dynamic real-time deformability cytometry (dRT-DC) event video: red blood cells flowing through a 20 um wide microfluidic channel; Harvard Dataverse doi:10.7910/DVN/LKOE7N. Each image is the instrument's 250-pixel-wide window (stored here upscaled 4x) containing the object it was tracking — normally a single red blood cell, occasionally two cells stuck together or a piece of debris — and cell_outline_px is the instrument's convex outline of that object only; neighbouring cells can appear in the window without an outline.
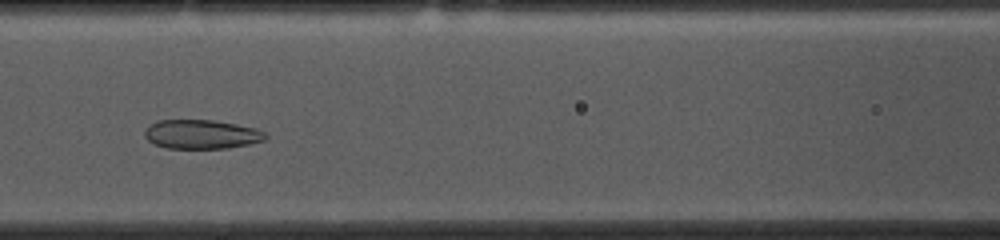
{"species": "common noctule bat (a hibernating species)", "species_latin": "Nyctalus noctula", "temperature_condition": "cold", "stored_images_in_passage": 50, "camera_frame_rate_fps": 3000, "um_per_image_px": 0.085, "animal": {"sex": "female", "body_mass_g": 10.0, "forearm_length_mm": 53.1}, "frame": {"image": 1, "passage_image": 19, "time_ms": 6.0, "image_size_px": [1000, 240], "cell_outline_px": [[268, 136], [264, 140], [248, 144], [228, 148], [168, 148], [152, 144], [144, 136], [144, 132], [148, 124], [156, 120], [212, 120], [236, 124], [256, 128], [264, 132]], "centroid_in_image_um": [17.08, 11.41], "position_along_channel_um": 149.5, "area_um2": 20.58}}
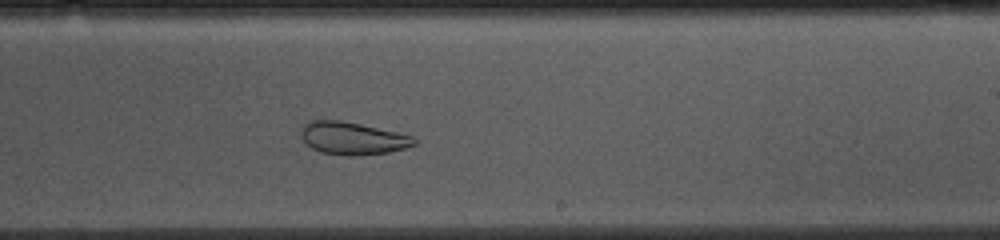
{"frame": {"image": 2, "passage_image": 28, "time_ms": 9.0, "image_size_px": [1000, 240], "cell_outline_px": [[416, 144], [404, 148], [388, 152], [360, 156], [344, 156], [320, 152], [312, 148], [300, 136], [300, 128], [308, 120], [340, 120], [360, 124], [396, 132], [412, 136], [416, 140]], "centroid_in_image_um": [29.92, 11.76], "position_along_channel_um": 259.1, "area_um2": 21.56}}
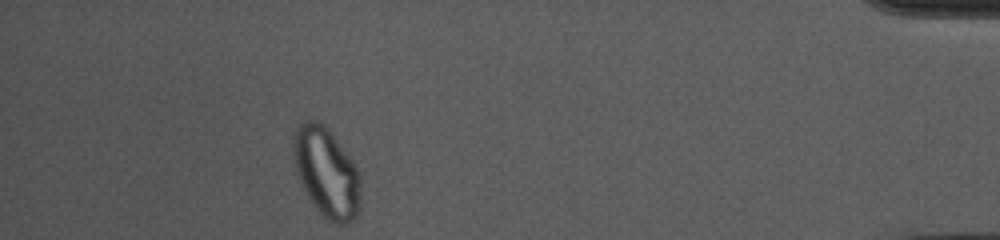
{"frame": {"image": 3, "passage_image": 45, "time_ms": 14.667, "image_size_px": [1000, 240], "cell_outline_px": [[360, 212], [348, 224], [336, 224], [328, 220], [316, 208], [308, 196], [296, 172], [292, 152], [292, 136], [296, 128], [304, 120], [316, 120], [328, 128], [352, 160], [360, 172]], "centroid_in_image_um": [27.75, 14.65], "position_along_channel_um": 407.4, "area_um2": 35.32}}